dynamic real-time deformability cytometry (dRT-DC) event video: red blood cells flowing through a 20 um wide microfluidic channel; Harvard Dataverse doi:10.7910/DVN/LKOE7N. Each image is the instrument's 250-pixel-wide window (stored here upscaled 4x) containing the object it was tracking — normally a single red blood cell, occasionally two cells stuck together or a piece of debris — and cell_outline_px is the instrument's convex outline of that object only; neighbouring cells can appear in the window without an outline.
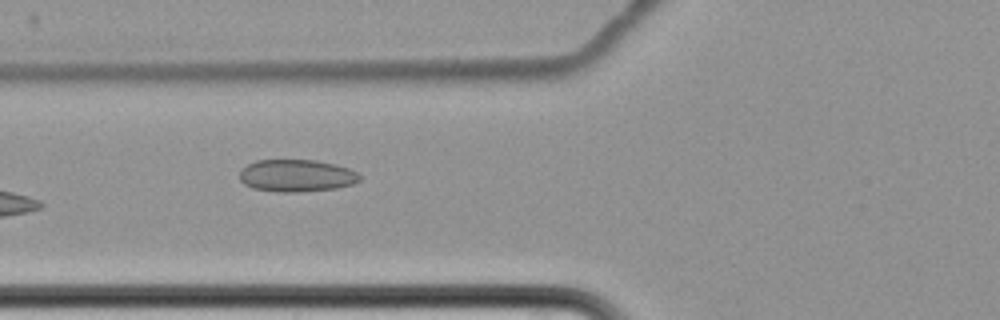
{"species": "common noctule bat (a hibernating species)", "species_latin": "Nyctalus noctula", "temperature_condition": "cold", "stored_images_in_passage": 9, "camera_frame_rate_fps": 3000, "um_per_image_px": 0.085, "animal": {"sex": "female", "body_mass_g": 22.7, "forearm_length_mm": 54.2}, "frame": {"image": 1, "passage_image": 7, "time_ms": 8.0, "image_size_px": [1000, 320], "cell_outline_px": [[360, 180], [352, 184], [336, 188], [300, 192], [276, 192], [252, 188], [244, 184], [240, 180], [240, 172], [248, 164], [256, 160], [316, 160], [336, 164], [348, 168], [356, 172], [360, 176]], "centroid_in_image_um": [25.2, 14.93], "position_along_channel_um": 100.6, "area_um2": 22.6}}
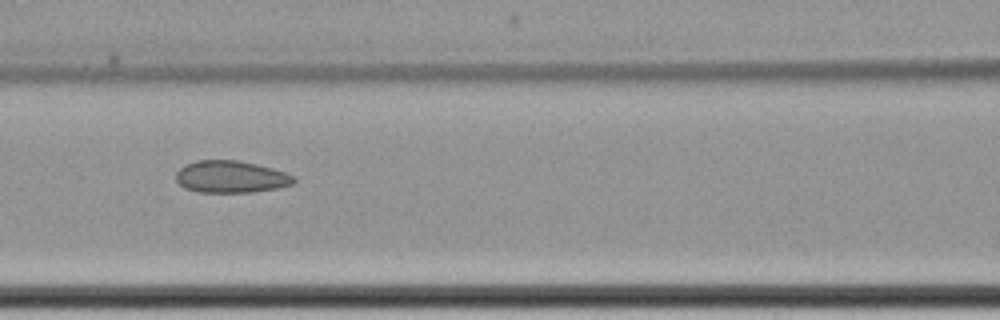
{"frame": {"image": 2, "passage_image": 8, "time_ms": 9.333, "image_size_px": [1000, 320], "cell_outline_px": [[296, 180], [292, 184], [276, 188], [252, 192], [196, 192], [184, 188], [176, 180], [176, 172], [180, 168], [196, 160], [236, 160], [256, 164], [272, 168], [296, 176]], "centroid_in_image_um": [19.62, 15.03], "position_along_channel_um": 147.0, "area_um2": 21.96}}
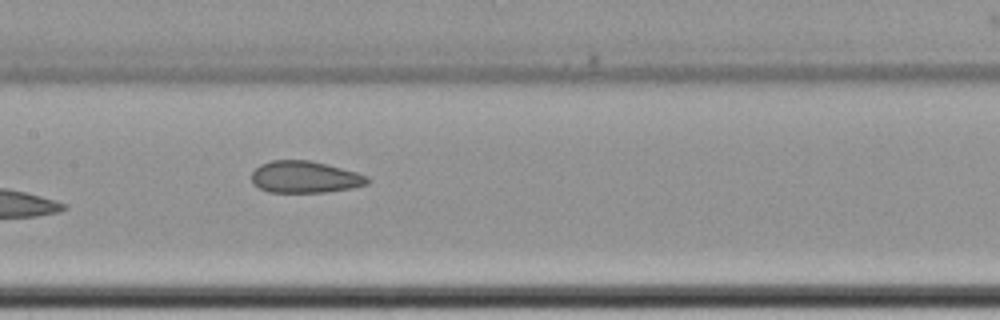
{"frame": {"image": 3, "passage_image": 9, "time_ms": 10.333, "image_size_px": [1000, 320], "cell_outline_px": [[372, 180], [368, 184], [352, 188], [324, 192], [268, 192], [252, 184], [252, 172], [260, 164], [272, 160], [308, 160], [328, 164], [356, 172], [368, 176]], "centroid_in_image_um": [25.93, 15.04], "position_along_channel_um": 181.5, "area_um2": 21.62}}